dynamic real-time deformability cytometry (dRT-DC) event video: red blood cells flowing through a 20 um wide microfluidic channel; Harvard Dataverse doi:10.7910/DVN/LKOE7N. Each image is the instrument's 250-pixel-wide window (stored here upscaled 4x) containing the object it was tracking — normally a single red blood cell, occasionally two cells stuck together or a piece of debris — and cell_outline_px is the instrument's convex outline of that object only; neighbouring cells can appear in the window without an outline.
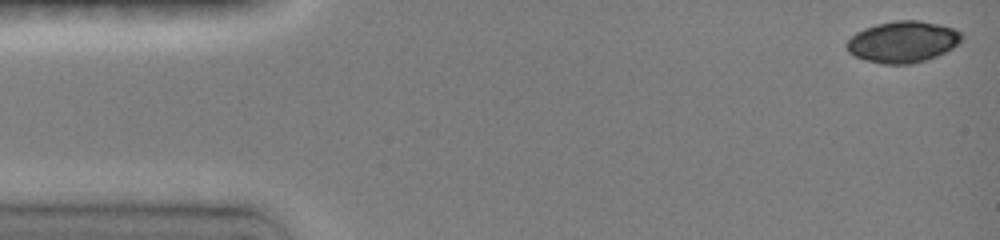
{"species": "common noctule bat (a hibernating species)", "species_latin": "Nyctalus noctula", "temperature_condition": "room temperature", "stored_images_in_passage": 13, "segment_of_instrument_passage": [1, 2], "camera_frame_rate_fps": 3000, "um_per_image_px": 0.085, "animal": {"sex": "female", "body_mass_g": 19.0, "forearm_length_mm": 51.5}, "frame": {"image": 1, "passage_image": 1, "time_ms": 0.0, "image_size_px": [1000, 240], "cell_outline_px": [[964, 36], [952, 48], [936, 56], [924, 60], [908, 64], [880, 64], [864, 60], [852, 56], [848, 52], [844, 44], [856, 32], [864, 28], [876, 24], [900, 20], [916, 20], [940, 24], [952, 28], [960, 32]], "centroid_in_image_um": [76.68, 3.56], "position_along_channel_um": 8.3, "area_um2": 27.74}}